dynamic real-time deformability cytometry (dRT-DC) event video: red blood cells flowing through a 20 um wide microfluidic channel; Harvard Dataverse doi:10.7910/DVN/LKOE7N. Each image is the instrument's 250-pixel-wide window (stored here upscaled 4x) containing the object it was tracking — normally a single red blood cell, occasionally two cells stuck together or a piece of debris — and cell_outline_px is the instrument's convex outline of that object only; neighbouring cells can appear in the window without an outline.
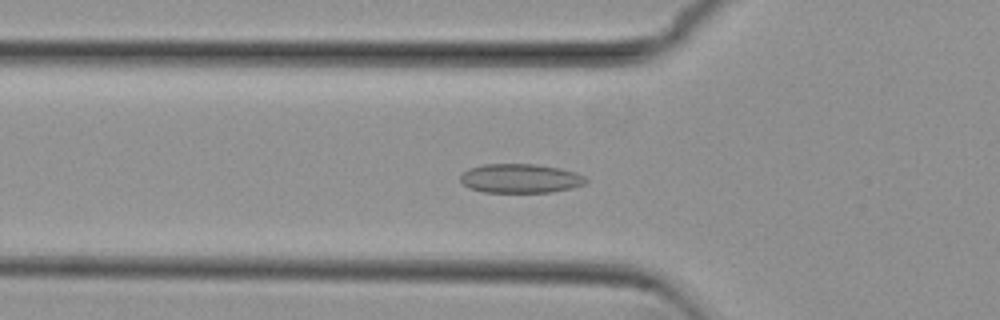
{"species": "common noctule bat (a hibernating species)", "species_latin": "Nyctalus noctula", "temperature_condition": "cold", "stored_images_in_passage": 54, "camera_frame_rate_fps": 3000, "um_per_image_px": 0.085, "animal": {"sex": "female", "body_mass_g": 29.2, "forearm_length_mm": 56.3}, "frame": {"image": 1, "passage_image": 18, "time_ms": 5.667, "image_size_px": [1000, 320], "cell_outline_px": [[588, 180], [584, 184], [572, 188], [552, 192], [484, 192], [468, 188], [460, 180], [460, 176], [468, 168], [484, 164], [536, 164], [560, 168], [576, 172], [584, 176]], "centroid_in_image_um": [44.23, 15.16], "position_along_channel_um": 81.6, "area_um2": 21.39}}
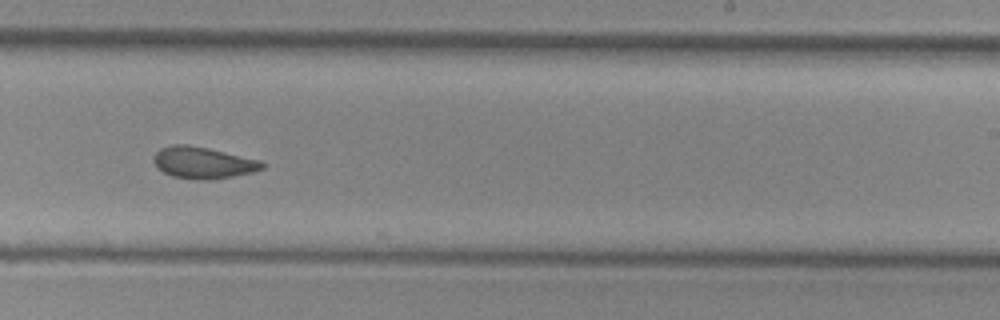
{"frame": {"image": 2, "passage_image": 33, "time_ms": 10.667, "image_size_px": [1000, 320], "cell_outline_px": [[264, 168], [252, 172], [232, 176], [208, 180], [200, 180], [172, 176], [156, 168], [152, 160], [156, 152], [160, 148], [172, 144], [188, 144], [208, 148], [260, 160], [264, 164]], "centroid_in_image_um": [17.21, 13.82], "position_along_channel_um": 271.8, "area_um2": 20.0}}
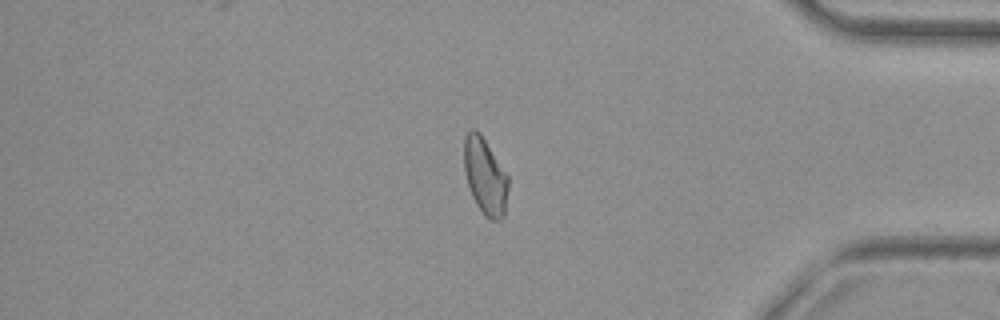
{"frame": {"image": 3, "passage_image": 45, "time_ms": 14.667, "image_size_px": [1000, 320], "cell_outline_px": [[508, 188], [504, 216], [500, 220], [492, 220], [484, 216], [476, 204], [468, 188], [464, 172], [464, 136], [472, 128], [476, 128], [480, 132], [508, 176]], "centroid_in_image_um": [41.21, 14.98], "position_along_channel_um": 394.0, "area_um2": 19.88}, "authors_computed_cell_mechanics": {"area_um2": 20.3456, "velocity_mm_per_s": 3.8016, "shape_relaxation_time_tau1_ms": null, "shape_relaxation_time_tau2_ms": 5.4973, "deformation_change_tau1": null, "deformation_change_tau2": 0.0917}}